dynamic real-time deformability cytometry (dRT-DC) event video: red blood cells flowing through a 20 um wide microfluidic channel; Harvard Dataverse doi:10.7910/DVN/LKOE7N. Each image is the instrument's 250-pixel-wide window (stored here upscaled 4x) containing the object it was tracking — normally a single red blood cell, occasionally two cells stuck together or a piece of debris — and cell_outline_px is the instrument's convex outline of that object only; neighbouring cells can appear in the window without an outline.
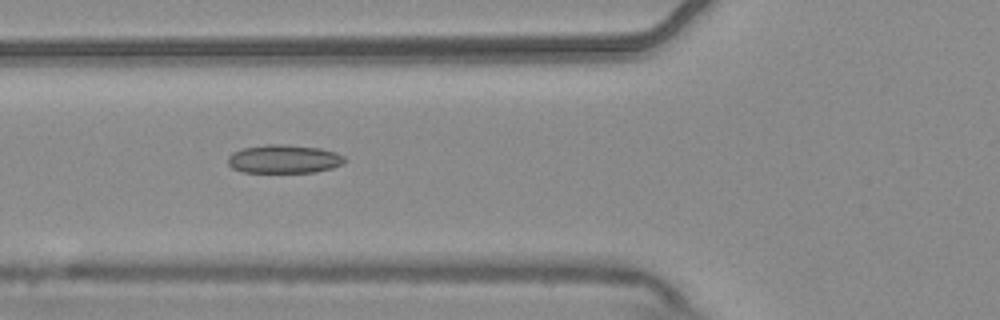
{"species": "common noctule bat (a hibernating species)", "species_latin": "Nyctalus noctula", "temperature_condition": "warm", "stored_images_in_passage": 7, "camera_frame_rate_fps": 3000, "um_per_image_px": 0.085, "animal": {"sex": "male", "body_mass_g": 20.4}, "frame": {"image": 1, "passage_image": 4, "time_ms": 1.0, "image_size_px": [1000, 320], "cell_outline_px": [[344, 164], [332, 168], [316, 172], [244, 172], [232, 168], [228, 164], [228, 156], [232, 152], [240, 148], [268, 144], [284, 144], [320, 148], [336, 152], [344, 156]], "centroid_in_image_um": [24.13, 13.51], "position_along_channel_um": 101.7, "area_um2": 19.54}}
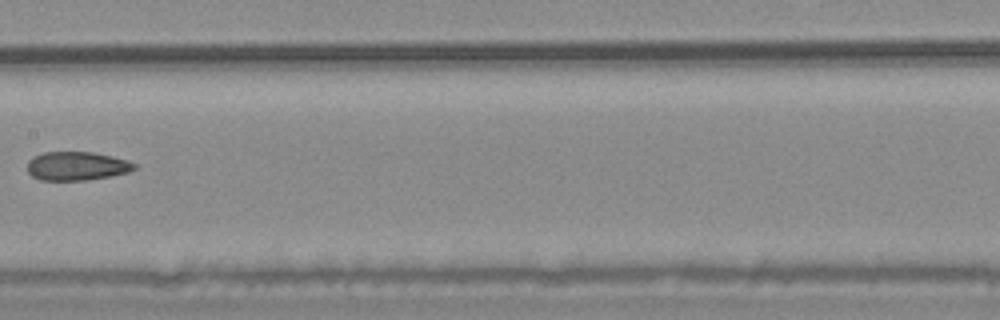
{"frame": {"image": 2, "passage_image": 6, "time_ms": 1.667, "image_size_px": [1000, 320], "cell_outline_px": [[136, 168], [128, 172], [112, 176], [88, 180], [40, 180], [32, 176], [28, 172], [28, 160], [32, 156], [44, 152], [92, 152], [112, 156], [128, 160], [136, 164]], "centroid_in_image_um": [6.52, 14.11], "position_along_channel_um": 200.9, "area_um2": 18.03}}
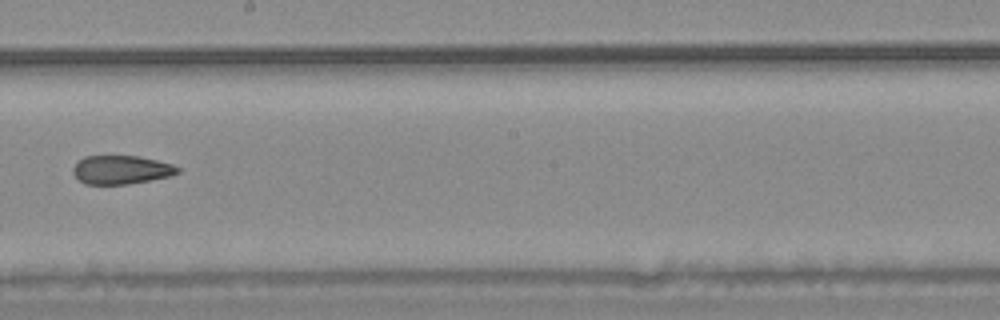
{"frame": {"image": 3, "passage_image": 7, "time_ms": 2.0, "image_size_px": [1000, 320], "cell_outline_px": [[180, 172], [172, 176], [128, 184], [84, 184], [72, 172], [72, 168], [84, 156], [140, 156], [172, 164], [180, 168]], "centroid_in_image_um": [10.33, 14.43], "position_along_channel_um": 237.9, "area_um2": 17.46}}